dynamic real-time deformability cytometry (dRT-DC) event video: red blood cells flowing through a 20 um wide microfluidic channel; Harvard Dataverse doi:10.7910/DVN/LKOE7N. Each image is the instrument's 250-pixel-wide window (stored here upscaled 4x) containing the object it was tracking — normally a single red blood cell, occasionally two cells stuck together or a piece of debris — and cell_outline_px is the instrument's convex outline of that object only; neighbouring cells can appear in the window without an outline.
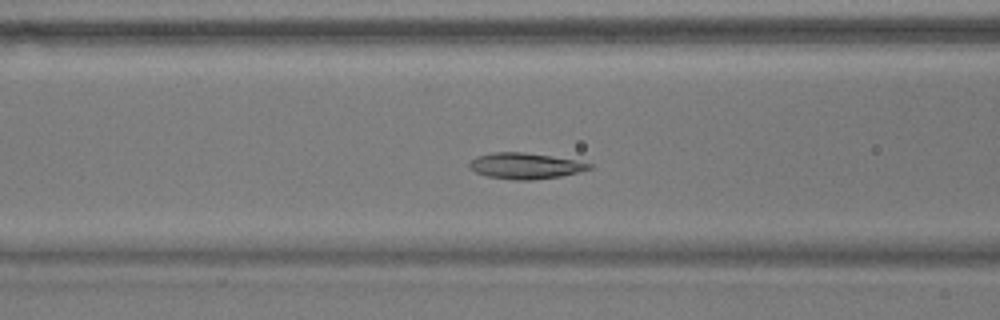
{"species": "common noctule bat (a hibernating species)", "species_latin": "Nyctalus noctula", "temperature_condition": "warm", "stored_images_in_passage": 56, "camera_frame_rate_fps": 3000, "um_per_image_px": 0.085, "animal": {"sex": "male", "body_mass_g": 17.9}, "frame": {"image": 1, "passage_image": 22, "time_ms": 7.0, "image_size_px": [1000, 320], "cell_outline_px": [[592, 168], [580, 172], [560, 176], [532, 180], [512, 180], [488, 176], [476, 172], [468, 168], [468, 164], [476, 156], [492, 152], [520, 152], [552, 156], [576, 160], [592, 164]], "centroid_in_image_um": [44.63, 14.1], "position_along_channel_um": 122.0, "area_um2": 18.15}}
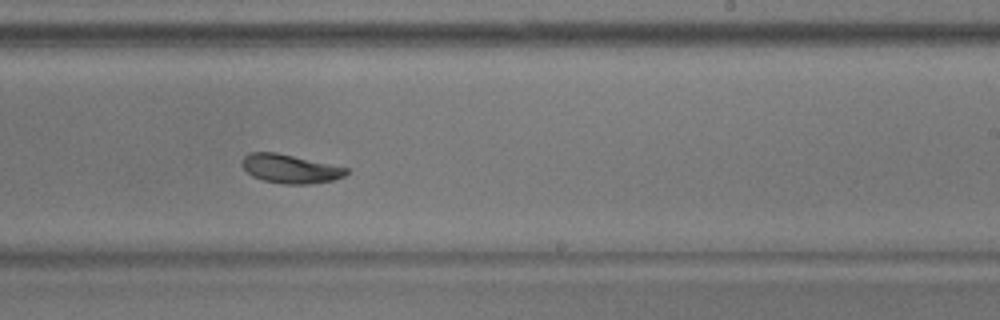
{"frame": {"image": 2, "passage_image": 34, "time_ms": 11.0, "image_size_px": [1000, 320], "cell_outline_px": [[348, 172], [344, 176], [332, 180], [308, 184], [284, 184], [264, 180], [252, 176], [240, 164], [240, 160], [248, 152], [276, 152], [348, 168]], "centroid_in_image_um": [24.62, 14.33], "position_along_channel_um": 264.4, "area_um2": 17.4}}
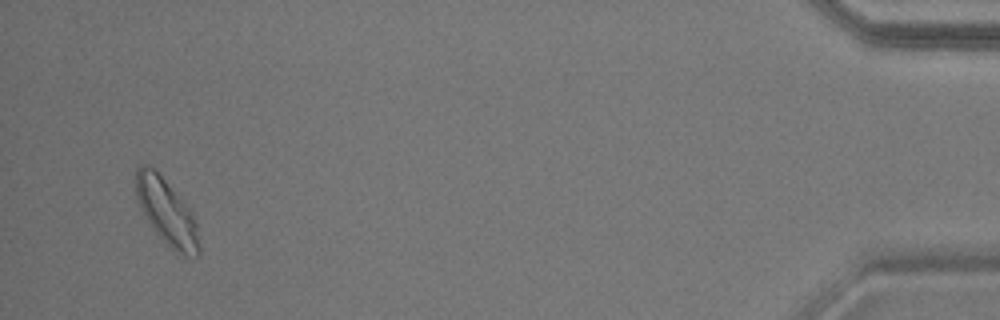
{"frame": {"image": 3, "passage_image": 54, "time_ms": 17.667, "image_size_px": [1000, 320], "cell_outline_px": [[200, 252], [196, 256], [184, 256], [176, 252], [156, 232], [144, 216], [136, 196], [136, 168], [140, 164], [148, 164], [164, 180], [192, 212], [196, 220], [200, 244]], "centroid_in_image_um": [14.18, 18.04], "position_along_channel_um": 421.0, "area_um2": 23.76}, "authors_computed_cell_mechanics": {"area_um2": 18.9584, "velocity_mm_per_s": 3.5724, "shape_relaxation_time_tau1_ms": 2.4306, "shape_relaxation_time_tau2_ms": 7.5536, "deformation_change_tau1": 0.1176, "deformation_change_tau2": 0.0761}}